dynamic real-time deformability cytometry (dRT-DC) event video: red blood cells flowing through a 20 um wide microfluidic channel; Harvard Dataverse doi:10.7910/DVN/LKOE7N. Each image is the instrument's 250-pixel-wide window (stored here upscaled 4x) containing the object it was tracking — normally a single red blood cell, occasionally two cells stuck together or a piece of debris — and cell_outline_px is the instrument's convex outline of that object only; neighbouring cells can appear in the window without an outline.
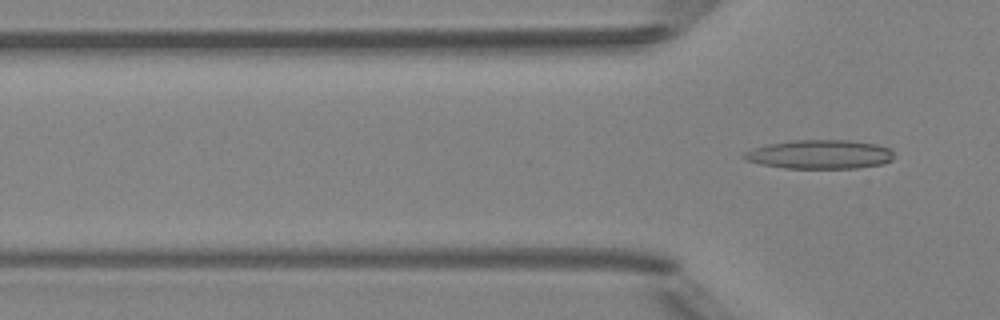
{"species": "Egyptian fruit bat (a non-hibernating species)", "species_latin": "Rousettus aegyptiacus", "temperature_condition": "room temperature", "stored_images_in_passage": 7, "camera_frame_rate_fps": 3000, "um_per_image_px": 0.085, "animal": {"sex": "female"}, "frame": {"image": 1, "passage_image": 7, "time_ms": 7.667, "image_size_px": [1000, 320], "cell_outline_px": [[892, 160], [884, 164], [856, 168], [784, 168], [760, 164], [748, 160], [740, 156], [744, 152], [752, 148], [768, 144], [796, 140], [848, 140], [876, 144], [892, 148]], "centroid_in_image_um": [69.69, 13.12], "position_along_channel_um": 56.1, "area_um2": 25.37}}